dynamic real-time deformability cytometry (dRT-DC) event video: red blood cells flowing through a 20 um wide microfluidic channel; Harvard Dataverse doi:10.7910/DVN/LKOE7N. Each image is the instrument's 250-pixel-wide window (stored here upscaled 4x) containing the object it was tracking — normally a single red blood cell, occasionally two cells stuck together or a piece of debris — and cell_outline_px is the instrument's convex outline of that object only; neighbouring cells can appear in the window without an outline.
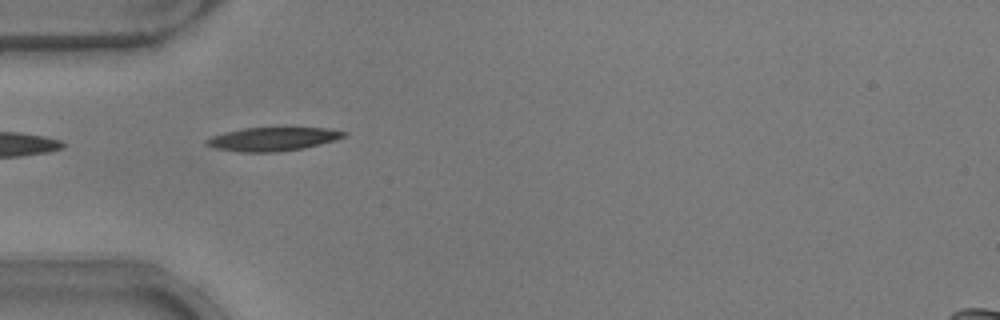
{"species": "common noctule bat (a hibernating species)", "species_latin": "Nyctalus noctula", "temperature_condition": "warm", "stored_images_in_passage": 34, "camera_frame_rate_fps": 3000, "um_per_image_px": 0.085, "animal": {"sex": "male", "body_mass_g": 17.9}, "frame": {"image": 1, "passage_image": 1, "time_ms": 0.0, "image_size_px": [1000, 320], "cell_outline_px": [[348, 132], [344, 136], [320, 144], [304, 148], [276, 152], [240, 152], [212, 148], [204, 144], [204, 140], [212, 136], [224, 132], [244, 128], [328, 128]], "centroid_in_image_um": [23.1, 11.82], "position_along_channel_um": 61.9, "area_um2": 18.84}}
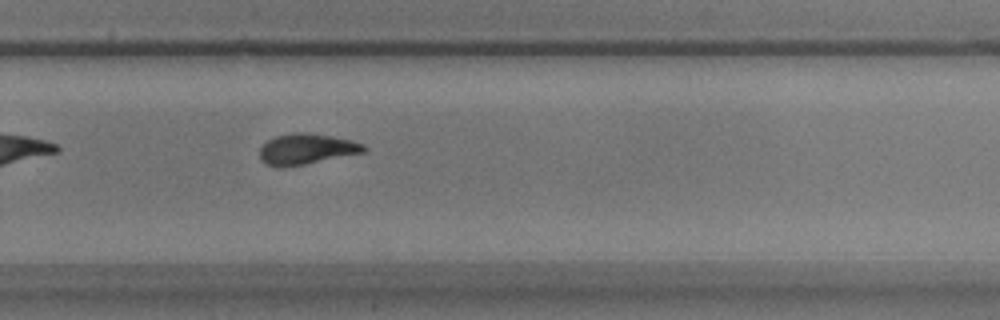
{"frame": {"image": 2, "passage_image": 20, "time_ms": 6.333, "image_size_px": [1000, 320], "cell_outline_px": [[368, 148], [364, 152], [304, 164], [280, 168], [276, 168], [264, 164], [260, 160], [260, 148], [268, 140], [276, 136], [292, 132], [304, 132], [332, 136], [352, 140], [364, 144]], "centroid_in_image_um": [26.02, 12.67], "position_along_channel_um": 303.8, "area_um2": 18.73}, "authors_computed_cell_mechanics": {"area_um2": 18.7561, "velocity_mm_per_s": 3.8494, "shape_relaxation_time_tau1_ms": 3.0448, "shape_relaxation_time_tau2_ms": 2.5707, "deformation_change_tau1": 0.1484, "deformation_change_tau2": 0.0892}}